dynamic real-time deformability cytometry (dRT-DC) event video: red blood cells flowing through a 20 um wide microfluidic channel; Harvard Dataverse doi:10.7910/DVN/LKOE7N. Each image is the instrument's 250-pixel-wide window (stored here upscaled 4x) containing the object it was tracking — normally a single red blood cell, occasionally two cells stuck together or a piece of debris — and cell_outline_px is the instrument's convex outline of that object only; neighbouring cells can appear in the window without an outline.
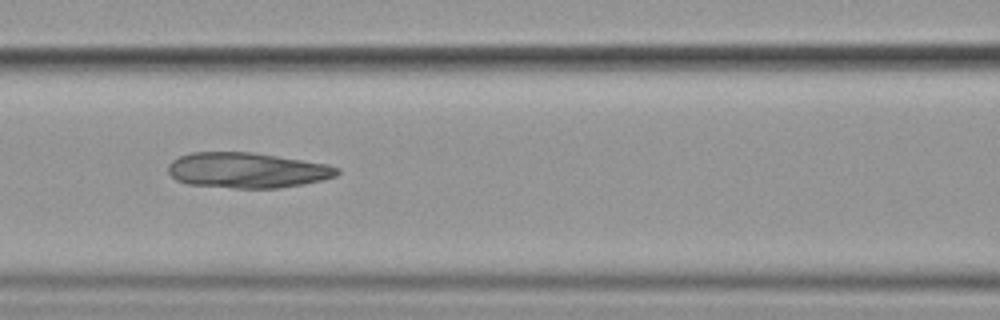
{"species": "common noctule bat (a hibernating species)", "species_latin": "Nyctalus noctula", "temperature_condition": "cold", "stored_images_in_passage": 15, "camera_frame_rate_fps": 3000, "um_per_image_px": 0.085, "animal": {"sex": "female", "body_mass_g": 19.9}, "frame": {"image": 1, "passage_image": 7, "time_ms": 7.667, "image_size_px": [1000, 320], "cell_outline_px": [[340, 172], [336, 176], [304, 184], [280, 188], [236, 188], [188, 184], [176, 180], [168, 172], [168, 164], [172, 160], [180, 156], [192, 152], [252, 152], [328, 164], [340, 168]], "centroid_in_image_um": [21.01, 14.47], "position_along_channel_um": 145.6, "area_um2": 34.91}}
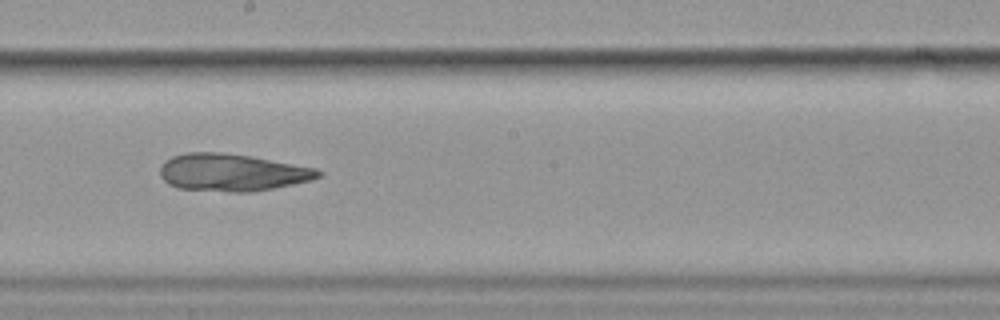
{"frame": {"image": 2, "passage_image": 9, "time_ms": 10.0, "image_size_px": [1000, 320], "cell_outline_px": [[324, 172], [320, 176], [312, 180], [252, 192], [228, 192], [176, 188], [168, 184], [160, 176], [160, 168], [164, 160], [172, 156], [188, 152], [220, 152], [252, 156], [316, 168]], "centroid_in_image_um": [19.7, 14.66], "position_along_channel_um": 228.5, "area_um2": 34.62}}
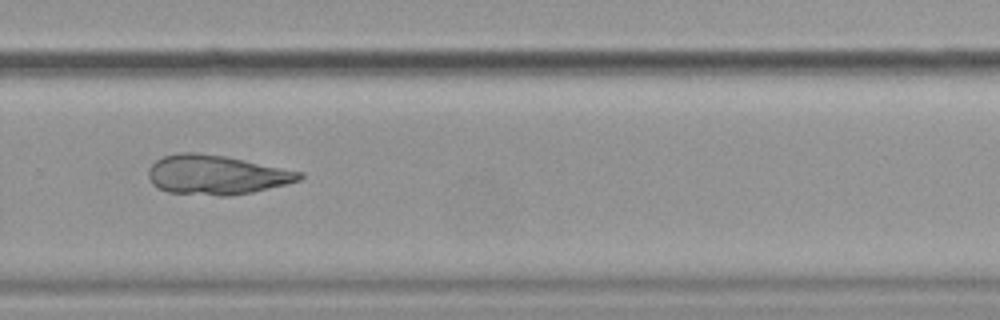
{"frame": {"image": 3, "passage_image": 11, "time_ms": 12.333, "image_size_px": [1000, 320], "cell_outline_px": [[304, 176], [300, 180], [252, 192], [232, 196], [216, 196], [168, 192], [152, 184], [148, 176], [148, 168], [156, 160], [164, 156], [180, 152], [192, 152], [224, 156], [304, 172]], "centroid_in_image_um": [18.37, 14.86], "position_along_channel_um": 311.4, "area_um2": 34.56}}